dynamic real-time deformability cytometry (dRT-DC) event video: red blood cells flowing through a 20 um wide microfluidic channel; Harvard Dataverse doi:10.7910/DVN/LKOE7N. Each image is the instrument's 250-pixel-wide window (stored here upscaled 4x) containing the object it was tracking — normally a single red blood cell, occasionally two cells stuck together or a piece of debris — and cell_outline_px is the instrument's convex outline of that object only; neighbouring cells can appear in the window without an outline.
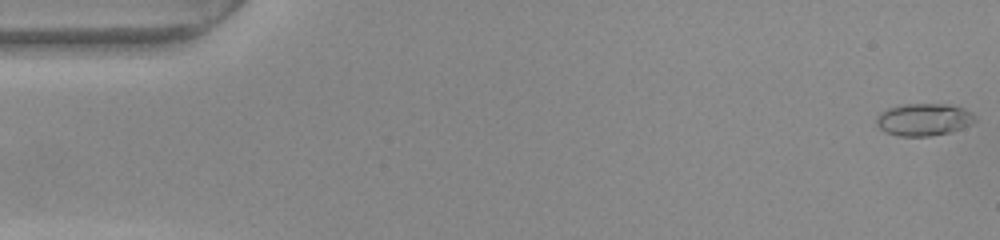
{"species": "common noctule bat (a hibernating species)", "species_latin": "Nyctalus noctula", "temperature_condition": "warm", "stored_images_in_passage": 53, "camera_frame_rate_fps": 3000, "um_per_image_px": 0.085, "animal": {"sex": "female", "body_mass_g": 22.0, "forearm_length_mm": 56.7}, "frame": {"image": 1, "passage_image": 1, "time_ms": 0.0, "image_size_px": [1000, 240], "cell_outline_px": [[976, 120], [972, 124], [948, 132], [932, 136], [900, 136], [884, 132], [876, 124], [876, 120], [880, 112], [888, 108], [900, 104], [948, 104], [972, 112], [976, 116]], "centroid_in_image_um": [78.5, 10.16], "position_along_channel_um": 6.5, "area_um2": 18.55}}
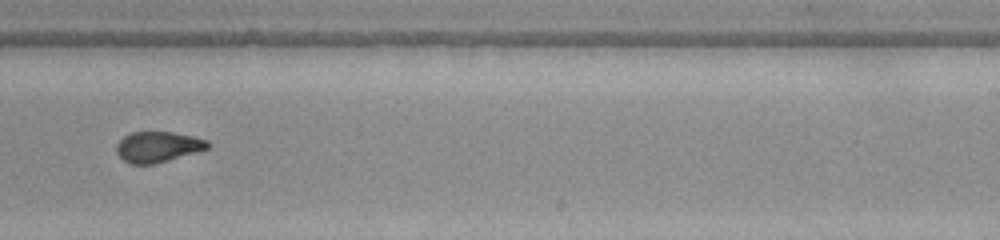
{"frame": {"image": 2, "passage_image": 33, "time_ms": 10.667, "image_size_px": [1000, 240], "cell_outline_px": [[208, 148], [196, 152], [156, 164], [128, 164], [116, 152], [116, 144], [124, 136], [132, 132], [172, 132], [192, 136], [208, 140]], "centroid_in_image_um": [13.39, 12.49], "position_along_channel_um": 275.6, "area_um2": 16.24}}
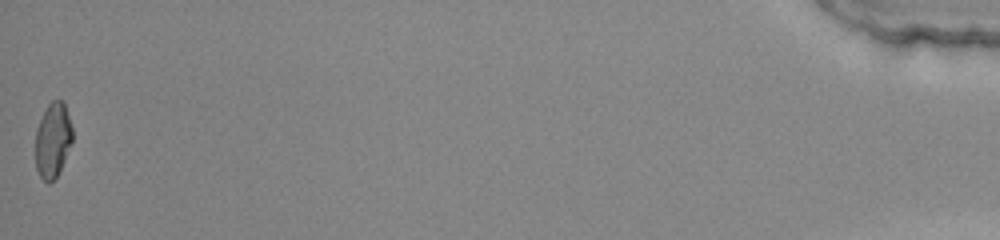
{"frame": {"image": 3, "passage_image": 53, "time_ms": 17.333, "image_size_px": [1000, 240], "cell_outline_px": [[72, 140], [60, 168], [56, 176], [48, 184], [40, 176], [36, 168], [36, 128], [48, 104], [52, 100], [60, 100], [64, 104], [72, 128]], "centroid_in_image_um": [4.47, 11.9], "position_along_channel_um": 430.7, "area_um2": 15.66}, "authors_computed_cell_mechanics": {"area_um2": 17.051, "velocity_mm_per_s": 3.8678, "shape_relaxation_time_tau1_ms": null, "shape_relaxation_time_tau2_ms": 1.0624, "deformation_change_tau1": null, "deformation_change_tau2": 0.0614}}